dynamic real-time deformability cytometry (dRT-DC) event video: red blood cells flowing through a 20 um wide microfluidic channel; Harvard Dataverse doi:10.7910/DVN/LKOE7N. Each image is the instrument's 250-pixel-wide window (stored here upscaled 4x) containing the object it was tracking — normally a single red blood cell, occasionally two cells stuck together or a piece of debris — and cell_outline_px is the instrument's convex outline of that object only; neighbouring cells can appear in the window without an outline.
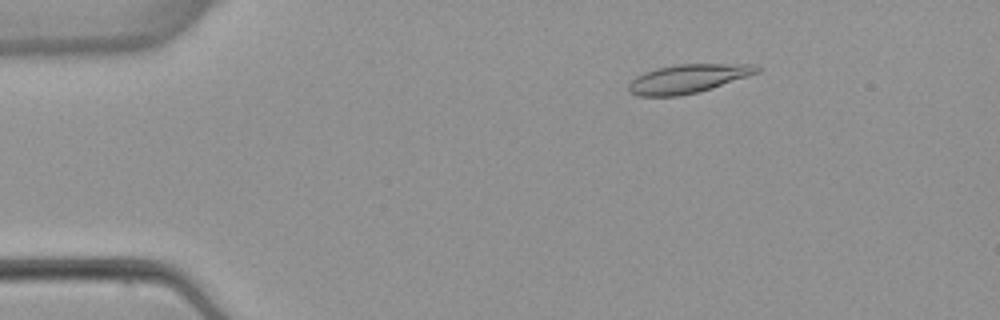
{"species": "common noctule bat (a hibernating species)", "species_latin": "Nyctalus noctula", "temperature_condition": "warm", "stored_images_in_passage": 5, "camera_frame_rate_fps": 3000, "um_per_image_px": 0.085, "animal": {"sex": "female", "body_mass_g": 22.7, "forearm_length_mm": 54.2}, "frame": {"image": 1, "passage_image": 3, "time_ms": 2.333, "image_size_px": [1000, 320], "cell_outline_px": [[764, 68], [760, 72], [712, 88], [680, 96], [636, 96], [628, 92], [628, 84], [636, 76], [644, 72], [656, 68], [676, 64], [756, 64]], "centroid_in_image_um": [58.48, 6.68], "position_along_channel_um": 26.5, "area_um2": 21.68}}